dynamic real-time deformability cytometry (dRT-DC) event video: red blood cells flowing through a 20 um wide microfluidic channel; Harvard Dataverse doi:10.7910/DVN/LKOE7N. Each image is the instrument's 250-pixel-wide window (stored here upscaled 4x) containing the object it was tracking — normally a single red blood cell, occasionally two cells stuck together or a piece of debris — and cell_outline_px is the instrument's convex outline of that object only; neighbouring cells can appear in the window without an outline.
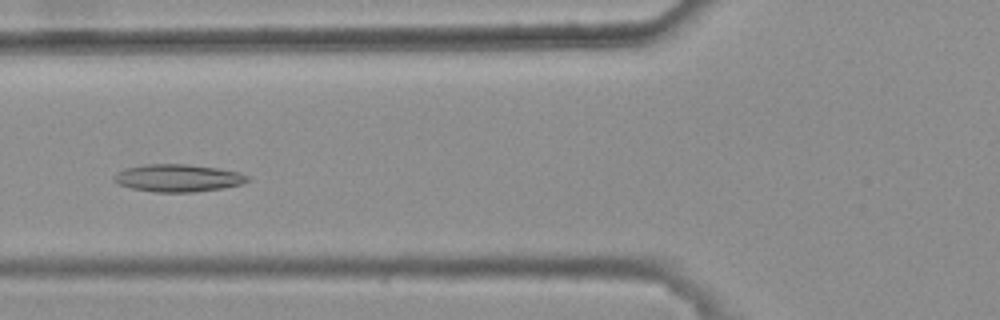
{"species": "common noctule bat (a hibernating species)", "species_latin": "Nyctalus noctula", "temperature_condition": "warm", "stored_images_in_passage": 44, "camera_frame_rate_fps": 3000, "um_per_image_px": 0.085, "animal": {"sex": "female", "body_mass_g": 25.1}, "frame": {"image": 1, "passage_image": 19, "time_ms": 6.0, "image_size_px": [1000, 320], "cell_outline_px": [[252, 180], [240, 184], [224, 188], [196, 192], [152, 192], [132, 188], [120, 184], [112, 180], [112, 176], [116, 172], [128, 168], [144, 164], [184, 164], [220, 168], [240, 172], [248, 176]], "centroid_in_image_um": [15.15, 15.13], "position_along_channel_um": 110.7, "area_um2": 21.56}}
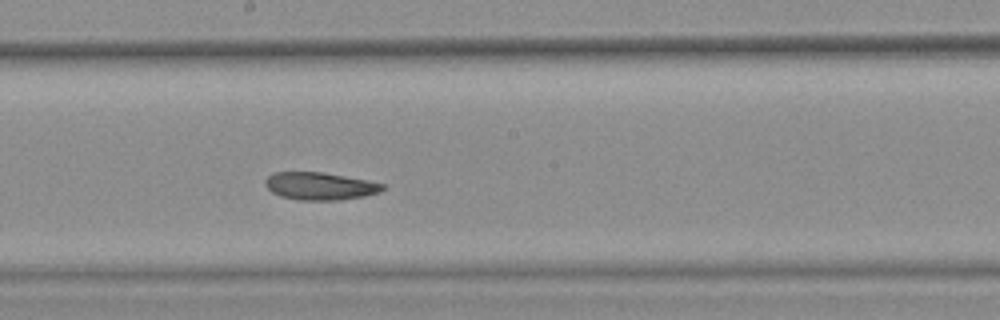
{"frame": {"image": 2, "passage_image": 28, "time_ms": 9.0, "image_size_px": [1000, 320], "cell_outline_px": [[384, 188], [380, 192], [364, 196], [340, 200], [300, 200], [280, 196], [272, 192], [264, 184], [264, 180], [272, 172], [324, 172], [368, 180], [384, 184]], "centroid_in_image_um": [27.18, 15.81], "position_along_channel_um": 221.0, "area_um2": 18.96}}
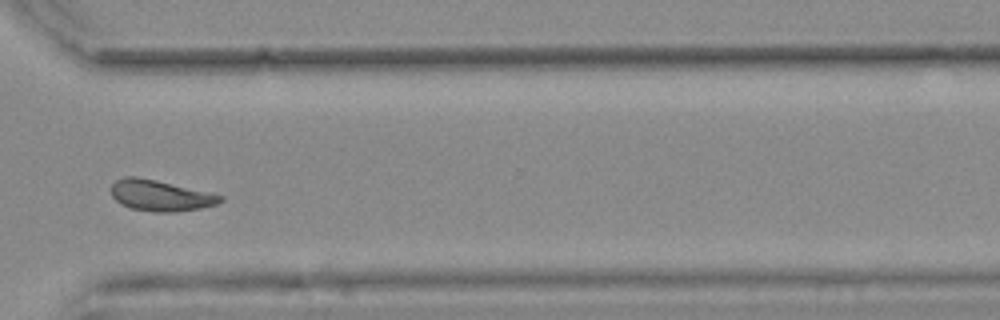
{"frame": {"image": 3, "passage_image": 39, "time_ms": 12.667, "image_size_px": [1000, 320], "cell_outline_px": [[224, 200], [216, 204], [200, 208], [176, 212], [152, 212], [132, 208], [120, 204], [112, 196], [112, 184], [116, 180], [124, 176], [136, 176], [156, 180], [224, 196]], "centroid_in_image_um": [13.61, 16.62], "position_along_channel_um": 357.0, "area_um2": 19.54}, "authors_computed_cell_mechanics": {"area_um2": 20.1433, "velocity_mm_per_s": 3.6897, "shape_relaxation_time_tau1_ms": null, "shape_relaxation_time_tau2_ms": 7.0117, "deformation_change_tau1": null, "deformation_change_tau2": 0.1425}}